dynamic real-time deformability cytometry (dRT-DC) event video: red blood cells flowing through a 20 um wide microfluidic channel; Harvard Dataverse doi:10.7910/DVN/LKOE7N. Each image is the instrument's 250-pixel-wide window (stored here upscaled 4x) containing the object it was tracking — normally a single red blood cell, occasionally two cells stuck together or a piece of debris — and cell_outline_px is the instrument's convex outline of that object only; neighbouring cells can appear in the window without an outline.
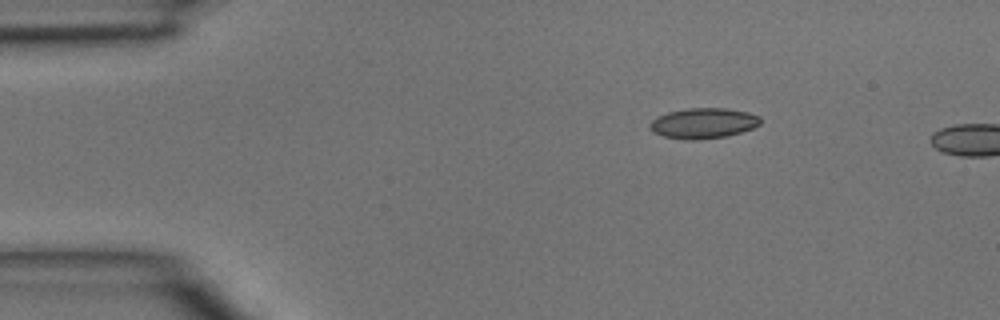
{"species": "common noctule bat (a hibernating species)", "species_latin": "Nyctalus noctula", "temperature_condition": "room temperature", "stored_images_in_passage": 3, "camera_frame_rate_fps": 3000, "um_per_image_px": 0.085, "animal": {"sex": "male", "body_mass_g": 15.6}, "frame": {"image": 1, "passage_image": 1, "time_ms": 0.0, "image_size_px": [1000, 320], "cell_outline_px": [[760, 124], [752, 128], [728, 136], [696, 140], [684, 140], [664, 136], [652, 132], [648, 128], [648, 124], [656, 116], [668, 112], [688, 108], [728, 108], [748, 112], [760, 116]], "centroid_in_image_um": [59.75, 10.47], "position_along_channel_um": 25.3, "area_um2": 19.83}}